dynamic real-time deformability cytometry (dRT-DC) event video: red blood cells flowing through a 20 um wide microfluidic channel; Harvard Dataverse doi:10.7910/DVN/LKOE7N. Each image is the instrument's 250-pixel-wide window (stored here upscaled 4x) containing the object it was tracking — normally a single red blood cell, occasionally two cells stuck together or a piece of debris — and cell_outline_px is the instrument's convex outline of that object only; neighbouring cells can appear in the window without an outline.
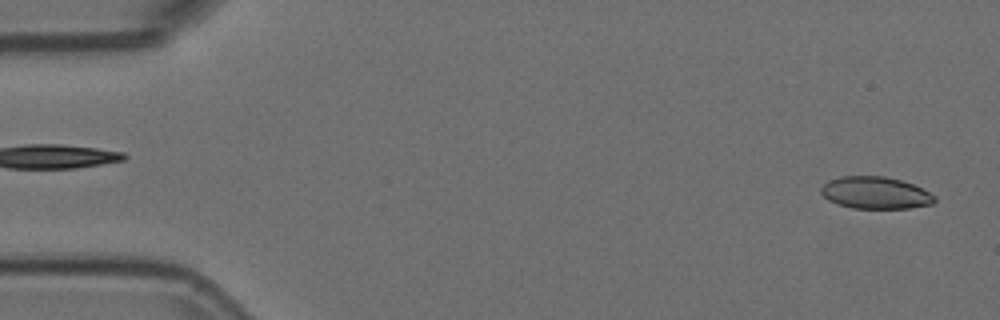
{"species": "Egyptian fruit bat (a non-hibernating species)", "species_latin": "Rousettus aegyptiacus", "temperature_condition": "room temperature", "stored_images_in_passage": 54, "camera_frame_rate_fps": 3000, "um_per_image_px": 0.085, "animal": {"sex": "female"}, "frame": {"image": 1, "passage_image": 2, "time_ms": 0.333, "image_size_px": [1000, 320], "cell_outline_px": [[936, 200], [932, 204], [908, 208], [852, 208], [836, 204], [828, 200], [820, 192], [820, 188], [828, 180], [840, 176], [884, 176], [900, 180], [912, 184], [936, 196]], "centroid_in_image_um": [74.37, 16.39], "position_along_channel_um": 10.6, "area_um2": 21.21}}
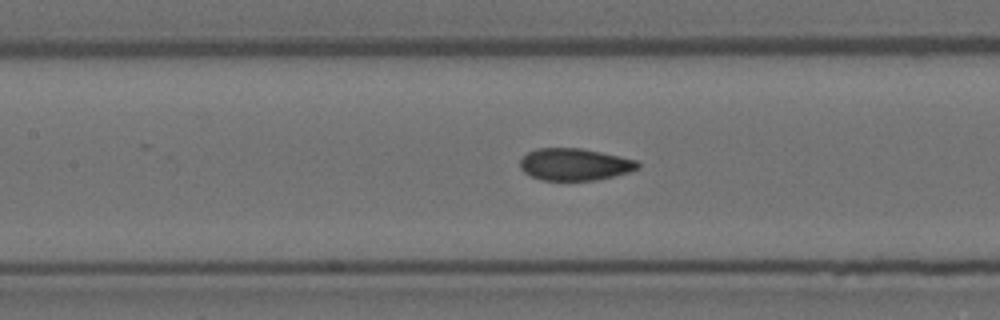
{"frame": {"image": 2, "passage_image": 24, "time_ms": 7.667, "image_size_px": [1000, 320], "cell_outline_px": [[640, 168], [628, 172], [596, 180], [544, 180], [532, 176], [524, 172], [520, 168], [520, 160], [528, 152], [536, 148], [580, 148], [620, 156], [636, 160], [640, 164]], "centroid_in_image_um": [48.84, 13.97], "position_along_channel_um": 158.6, "area_um2": 21.85}}
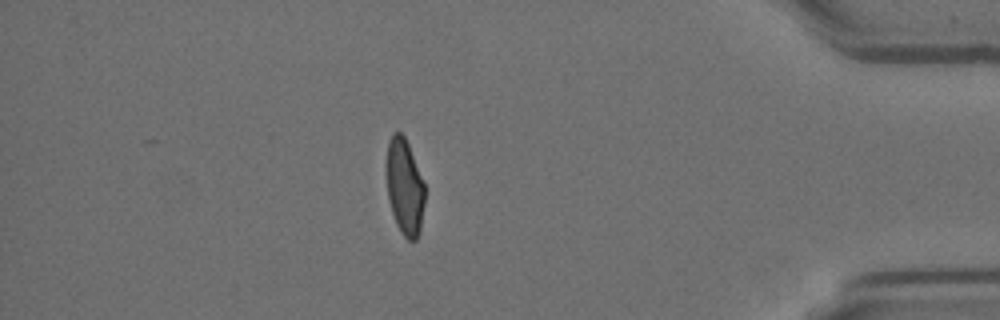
{"frame": {"image": 3, "passage_image": 47, "time_ms": 15.333, "image_size_px": [1000, 320], "cell_outline_px": [[424, 204], [420, 232], [416, 240], [408, 240], [400, 232], [396, 224], [388, 200], [384, 164], [388, 140], [392, 132], [400, 132], [404, 136], [408, 144], [424, 184]], "centroid_in_image_um": [34.34, 15.86], "position_along_channel_um": 400.9, "area_um2": 21.91}, "authors_computed_cell_mechanics": {"area_um2": 22.3108, "velocity_mm_per_s": 3.716, "shape_relaxation_time_tau1_ms": 4.3369, "shape_relaxation_time_tau2_ms": 0.8893, "deformation_change_tau1": 0.1551, "deformation_change_tau2": 0.0623}}